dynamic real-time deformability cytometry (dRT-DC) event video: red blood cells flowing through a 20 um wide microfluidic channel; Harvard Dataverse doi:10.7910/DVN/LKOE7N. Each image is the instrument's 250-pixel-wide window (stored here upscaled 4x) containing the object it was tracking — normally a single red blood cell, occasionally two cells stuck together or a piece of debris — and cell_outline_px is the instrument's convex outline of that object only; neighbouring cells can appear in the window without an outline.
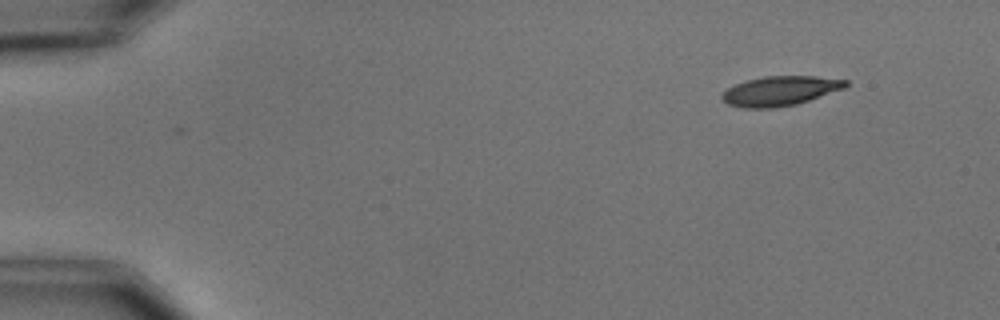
{"species": "common noctule bat (a hibernating species)", "species_latin": "Nyctalus noctula", "temperature_condition": "cold", "stored_images_in_passage": 3, "camera_frame_rate_fps": 3000, "um_per_image_px": 0.085, "animal": {"sex": "male", "body_mass_g": 15.6}, "frame": {"image": 1, "passage_image": 3, "time_ms": 2.333, "image_size_px": [1000, 320], "cell_outline_px": [[848, 84], [844, 88], [796, 104], [772, 108], [744, 108], [728, 104], [720, 96], [728, 88], [736, 84], [748, 80], [764, 76], [816, 76], [848, 80]], "centroid_in_image_um": [66.31, 7.72], "position_along_channel_um": 18.7, "area_um2": 21.04}}